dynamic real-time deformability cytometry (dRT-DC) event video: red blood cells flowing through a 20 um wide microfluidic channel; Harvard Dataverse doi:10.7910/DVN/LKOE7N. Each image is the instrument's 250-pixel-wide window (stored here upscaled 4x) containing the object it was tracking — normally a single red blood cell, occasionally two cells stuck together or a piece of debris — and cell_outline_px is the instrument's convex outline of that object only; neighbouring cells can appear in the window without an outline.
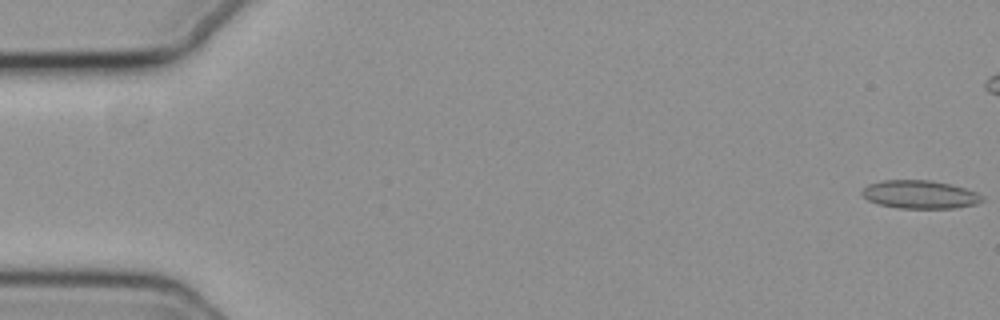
{"species": "common noctule bat (a hibernating species)", "species_latin": "Nyctalus noctula", "temperature_condition": "cold", "stored_images_in_passage": 46, "camera_frame_rate_fps": 3000, "um_per_image_px": 0.085, "animal": {"sex": "female", "body_mass_g": 19.3, "forearm_length_mm": 54.1}, "frame": {"image": 1, "passage_image": 1, "time_ms": 0.0, "image_size_px": [1000, 320], "cell_outline_px": [[984, 200], [976, 204], [956, 208], [900, 208], [880, 204], [868, 200], [860, 192], [868, 184], [884, 180], [932, 180], [964, 188], [976, 192], [984, 196]], "centroid_in_image_um": [78.21, 16.53], "position_along_channel_um": 6.8, "area_um2": 19.65}}
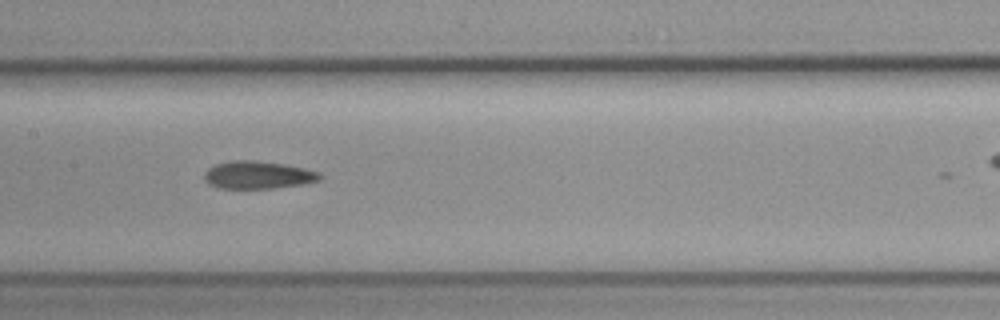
{"frame": {"image": 2, "passage_image": 28, "time_ms": 9.0, "image_size_px": [1000, 320], "cell_outline_px": [[324, 176], [320, 180], [300, 184], [272, 188], [220, 188], [208, 184], [204, 180], [204, 172], [208, 168], [216, 164], [228, 160], [256, 160], [284, 164], [304, 168], [320, 172]], "centroid_in_image_um": [21.91, 14.86], "position_along_channel_um": 185.5, "area_um2": 18.73}}
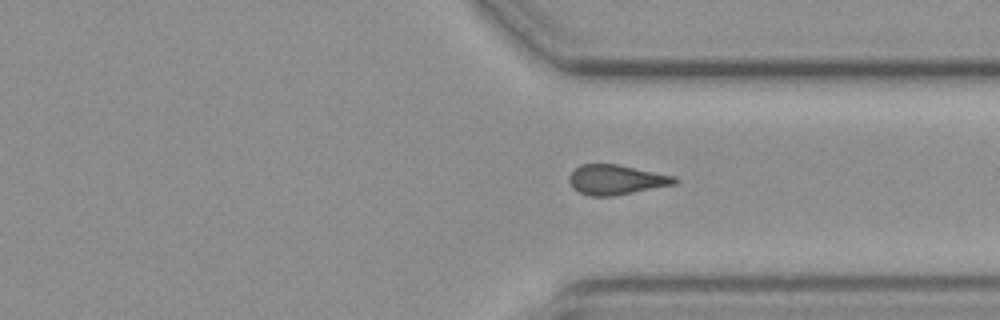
{"frame": {"image": 3, "passage_image": 42, "time_ms": 13.667, "image_size_px": [1000, 320], "cell_outline_px": [[680, 180], [676, 184], [616, 196], [588, 196], [572, 188], [568, 180], [568, 176], [580, 164], [616, 164], [676, 176]], "centroid_in_image_um": [52.39, 15.28], "position_along_channel_um": 359.0, "area_um2": 18.55}}